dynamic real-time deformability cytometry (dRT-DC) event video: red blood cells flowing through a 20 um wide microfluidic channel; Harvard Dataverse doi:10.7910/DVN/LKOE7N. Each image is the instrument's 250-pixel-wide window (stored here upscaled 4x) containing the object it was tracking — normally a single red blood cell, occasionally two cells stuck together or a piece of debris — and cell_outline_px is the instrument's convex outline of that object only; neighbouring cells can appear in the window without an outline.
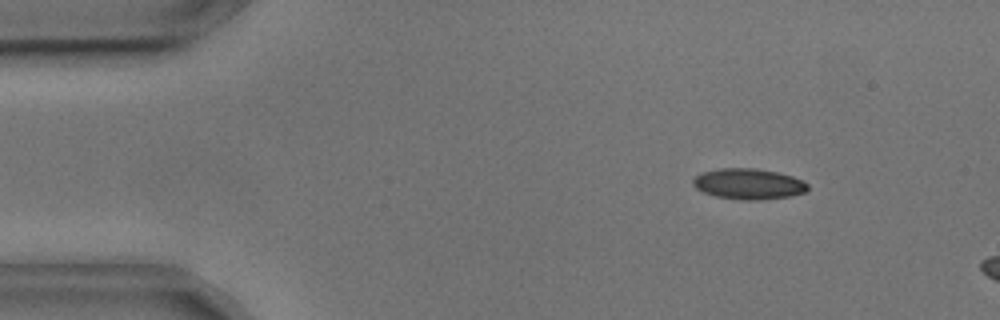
{"species": "common noctule bat (a hibernating species)", "species_latin": "Nyctalus noctula", "temperature_condition": "cold", "stored_images_in_passage": 10, "camera_frame_rate_fps": 3000, "um_per_image_px": 0.085, "animal": {"sex": "male", "body_mass_g": 17.9, "forearm_length_mm": 54.2}, "frame": {"image": 1, "passage_image": 5, "time_ms": 1.333, "image_size_px": [1000, 320], "cell_outline_px": [[808, 188], [804, 192], [792, 196], [760, 200], [740, 200], [716, 196], [704, 192], [696, 188], [692, 184], [692, 180], [696, 176], [704, 172], [720, 168], [756, 168], [776, 172], [792, 176], [808, 184]], "centroid_in_image_um": [63.62, 15.64], "position_along_channel_um": 21.4, "area_um2": 20.46}}